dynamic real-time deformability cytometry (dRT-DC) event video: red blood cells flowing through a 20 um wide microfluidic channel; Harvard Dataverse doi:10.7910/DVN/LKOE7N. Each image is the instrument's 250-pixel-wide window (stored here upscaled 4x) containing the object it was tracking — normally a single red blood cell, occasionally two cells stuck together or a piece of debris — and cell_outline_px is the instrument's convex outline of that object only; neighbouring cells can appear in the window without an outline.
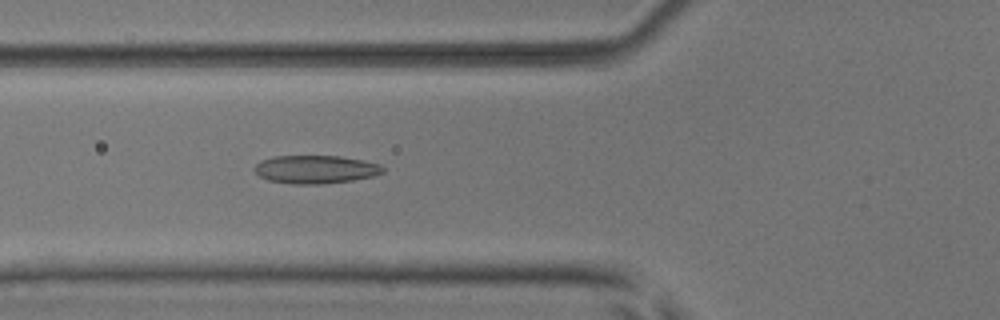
{"species": "common noctule bat (a hibernating species)", "species_latin": "Nyctalus noctula", "temperature_condition": "room temperature", "stored_images_in_passage": 38, "camera_frame_rate_fps": 3000, "um_per_image_px": 0.085, "animal": {"sex": "male", "body_mass_g": 17.9, "forearm_length_mm": 54.2}, "frame": {"image": 1, "passage_image": 7, "time_ms": 2.0, "image_size_px": [1000, 320], "cell_outline_px": [[384, 172], [372, 176], [352, 180], [324, 184], [292, 184], [268, 180], [260, 176], [252, 168], [260, 160], [272, 156], [340, 156], [380, 164], [384, 168]], "centroid_in_image_um": [26.78, 14.4], "position_along_channel_um": 99.0, "area_um2": 21.1}}
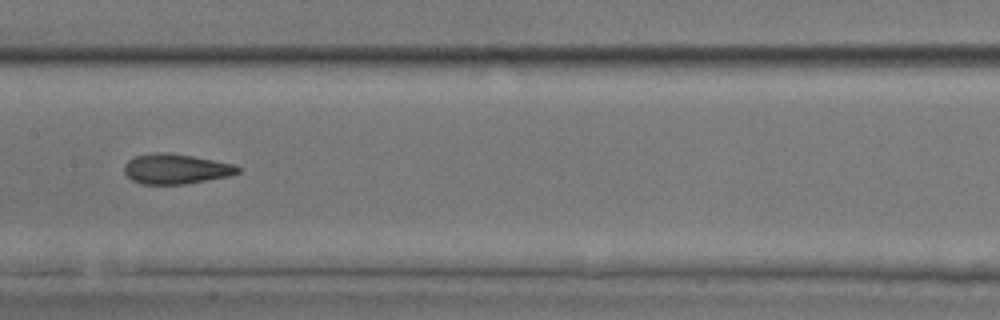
{"frame": {"image": 2, "passage_image": 14, "time_ms": 4.333, "image_size_px": [1000, 320], "cell_outline_px": [[240, 172], [228, 176], [184, 184], [140, 184], [132, 180], [124, 172], [124, 164], [128, 160], [136, 156], [156, 152], [168, 152], [192, 156], [232, 164], [240, 168]], "centroid_in_image_um": [14.9, 14.36], "position_along_channel_um": 192.5, "area_um2": 19.71}}
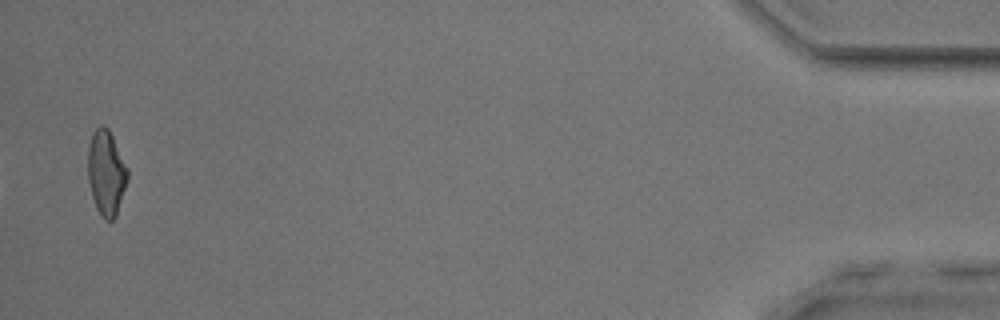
{"frame": {"image": 3, "passage_image": 38, "time_ms": 12.333, "image_size_px": [1000, 320], "cell_outline_px": [[128, 180], [116, 216], [112, 220], [104, 220], [100, 216], [96, 208], [92, 196], [88, 180], [88, 148], [92, 132], [100, 124], [104, 124], [108, 128], [128, 168]], "centroid_in_image_um": [9.03, 14.69], "position_along_channel_um": 426.2, "area_um2": 19.83}, "authors_computed_cell_mechanics": {"area_um2": 19.6231, "velocity_mm_per_s": 4.0028, "shape_relaxation_time_tau1_ms": 6.3684, "shape_relaxation_time_tau2_ms": 1.7085, "deformation_change_tau1": 0.1663, "deformation_change_tau2": 0.0911}}